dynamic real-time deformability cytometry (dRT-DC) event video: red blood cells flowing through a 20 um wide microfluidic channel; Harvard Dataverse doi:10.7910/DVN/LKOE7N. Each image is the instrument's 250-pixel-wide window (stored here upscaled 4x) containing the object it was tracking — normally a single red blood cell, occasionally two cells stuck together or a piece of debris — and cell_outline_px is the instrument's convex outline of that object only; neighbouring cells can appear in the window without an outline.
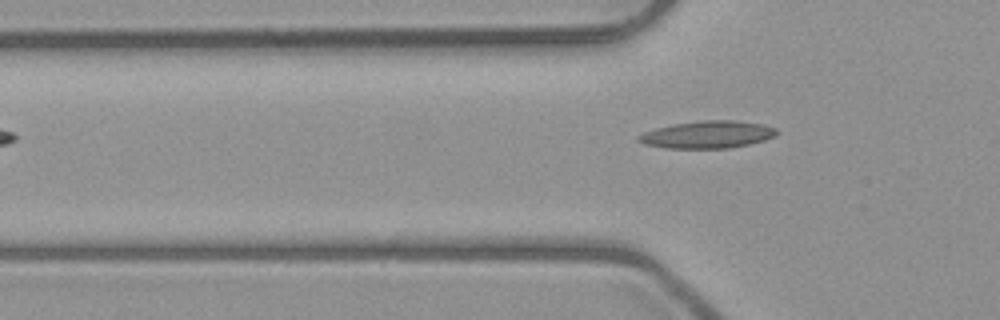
{"species": "common noctule bat (a hibernating species)", "species_latin": "Nyctalus noctula", "temperature_condition": "room temperature", "stored_images_in_passage": 4, "segment_of_instrument_passage": [2, 2], "camera_frame_rate_fps": 3000, "um_per_image_px": 0.085, "animal": {"sex": "male", "body_mass_g": 23.1, "forearm_length_mm": 52.7}, "frame": {"image": 1, "passage_image": 4, "time_ms": 4.333, "image_size_px": [1000, 320], "cell_outline_px": [[780, 132], [776, 136], [764, 140], [748, 144], [728, 148], [664, 148], [644, 144], [636, 140], [636, 136], [644, 132], [656, 128], [672, 124], [700, 120], [736, 120], [764, 124], [776, 128]], "centroid_in_image_um": [60.14, 11.43], "position_along_channel_um": 65.7, "area_um2": 22.25}}